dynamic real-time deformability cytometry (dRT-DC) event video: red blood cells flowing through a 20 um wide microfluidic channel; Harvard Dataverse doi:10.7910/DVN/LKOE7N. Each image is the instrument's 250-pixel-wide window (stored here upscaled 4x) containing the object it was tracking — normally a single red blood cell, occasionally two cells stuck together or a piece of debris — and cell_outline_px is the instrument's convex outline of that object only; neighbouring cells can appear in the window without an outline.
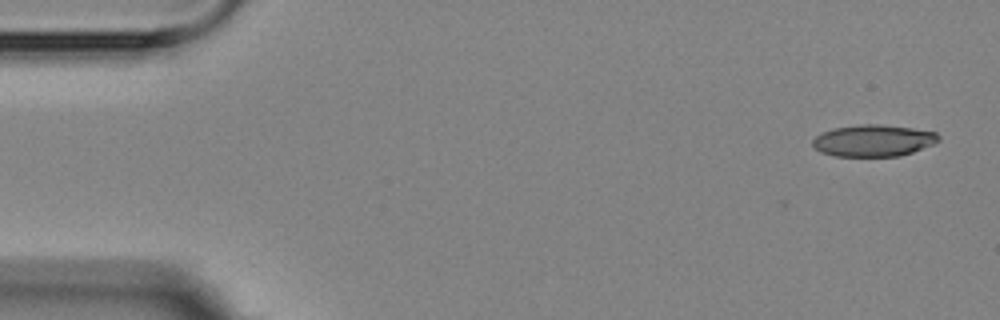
{"species": "Egyptian fruit bat (a non-hibernating species)", "species_latin": "Rousettus aegyptiacus", "temperature_condition": "room temperature", "stored_images_in_passage": 6, "camera_frame_rate_fps": 3000, "um_per_image_px": 0.085, "animal": {"sex": "female"}, "frame": {"image": 1, "passage_image": 1, "time_ms": 0.0, "image_size_px": [1000, 320], "cell_outline_px": [[940, 140], [932, 144], [912, 152], [900, 156], [832, 156], [820, 152], [812, 144], [812, 140], [816, 136], [832, 128], [860, 124], [880, 124], [912, 128], [936, 132], [940, 136]], "centroid_in_image_um": [74.22, 11.95], "position_along_channel_um": 10.8, "area_um2": 23.29}}
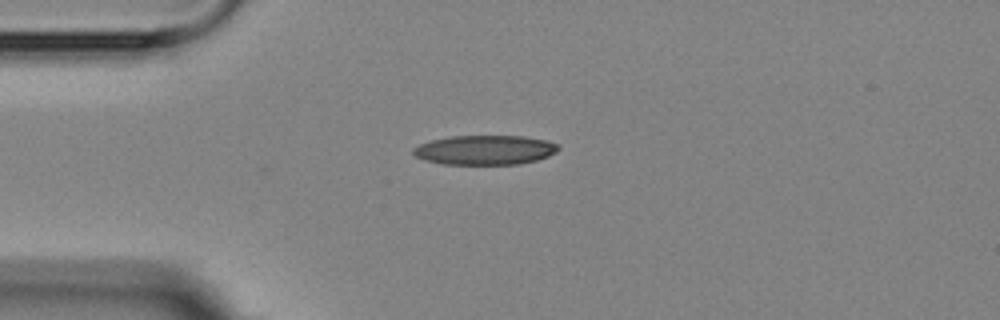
{"frame": {"image": 2, "passage_image": 4, "time_ms": 3.667, "image_size_px": [1000, 320], "cell_outline_px": [[560, 148], [556, 152], [548, 156], [536, 160], [520, 164], [444, 164], [424, 160], [416, 156], [412, 152], [412, 148], [420, 144], [432, 140], [452, 136], [524, 136], [544, 140], [556, 144]], "centroid_in_image_um": [41.2, 12.75], "position_along_channel_um": 43.8, "area_um2": 24.8}}
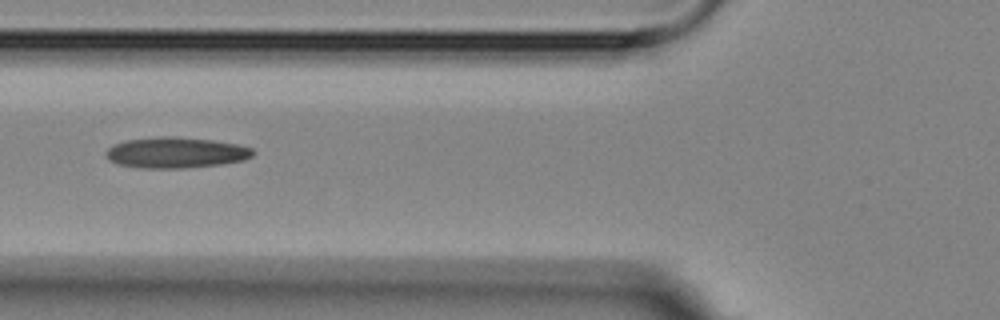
{"frame": {"image": 3, "passage_image": 6, "time_ms": 6.0, "image_size_px": [1000, 320], "cell_outline_px": [[256, 152], [252, 156], [244, 160], [220, 164], [184, 168], [144, 168], [120, 164], [108, 160], [104, 152], [112, 144], [124, 140], [160, 136], [172, 136], [212, 140], [236, 144], [252, 148]], "centroid_in_image_um": [14.92, 12.96], "position_along_channel_um": 110.9, "area_um2": 26.47}}